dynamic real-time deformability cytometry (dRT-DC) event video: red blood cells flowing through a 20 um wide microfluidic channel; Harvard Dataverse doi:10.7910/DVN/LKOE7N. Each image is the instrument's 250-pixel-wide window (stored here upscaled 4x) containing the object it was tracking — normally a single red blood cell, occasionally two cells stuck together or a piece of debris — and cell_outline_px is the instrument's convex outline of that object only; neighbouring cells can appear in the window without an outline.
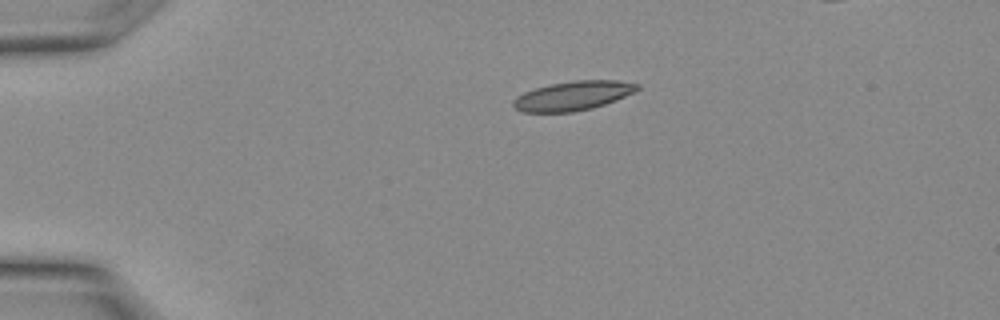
{"species": "Egyptian fruit bat (a non-hibernating species)", "species_latin": "Rousettus aegyptiacus", "temperature_condition": "warm", "stored_images_in_passage": 6, "camera_frame_rate_fps": 3000, "um_per_image_px": 0.085, "animal": {"sex": "female"}, "frame": {"image": 1, "passage_image": 1, "time_ms": 0.0, "image_size_px": [1000, 320], "cell_outline_px": [[640, 88], [616, 100], [592, 108], [572, 112], [524, 112], [516, 108], [512, 104], [512, 100], [516, 96], [524, 92], [536, 88], [552, 84], [576, 80], [616, 80], [640, 84]], "centroid_in_image_um": [48.69, 8.14], "position_along_channel_um": 36.3, "area_um2": 20.92}}
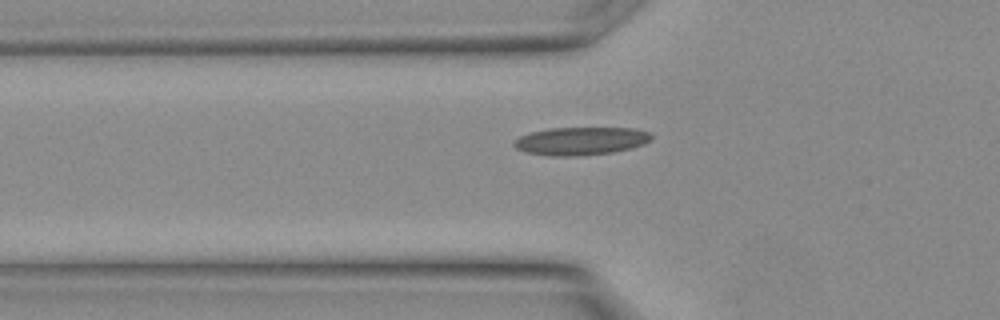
{"frame": {"image": 2, "passage_image": 5, "time_ms": 1.333, "image_size_px": [1000, 320], "cell_outline_px": [[652, 140], [644, 144], [632, 148], [612, 152], [580, 156], [552, 156], [528, 152], [516, 148], [512, 144], [520, 136], [532, 132], [548, 128], [632, 128], [648, 132], [652, 136]], "centroid_in_image_um": [49.39, 11.98], "position_along_channel_um": 76.4, "area_um2": 22.31}}